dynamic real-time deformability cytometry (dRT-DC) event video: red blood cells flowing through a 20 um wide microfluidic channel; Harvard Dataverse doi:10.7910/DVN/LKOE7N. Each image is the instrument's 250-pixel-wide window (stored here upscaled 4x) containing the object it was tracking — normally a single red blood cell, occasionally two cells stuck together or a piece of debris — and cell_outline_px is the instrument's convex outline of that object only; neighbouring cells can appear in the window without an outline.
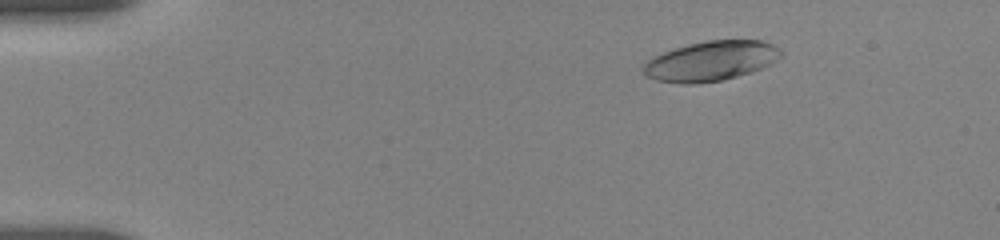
{"species": "human", "species_latin": "Homo sapiens", "temperature_condition": "room temperature", "stored_images_in_passage": 42, "camera_frame_rate_fps": 3000, "um_per_image_px": 0.085, "donor": {"sex": "female"}, "frame": {"image": 1, "passage_image": 5, "time_ms": 2.667, "image_size_px": [1000, 240], "cell_outline_px": [[784, 52], [780, 56], [768, 64], [760, 68], [736, 76], [720, 80], [696, 84], [680, 84], [656, 80], [648, 76], [640, 68], [652, 56], [688, 44], [708, 40], [760, 40], [772, 44], [780, 48]], "centroid_in_image_um": [60.38, 5.18], "position_along_channel_um": 24.6, "area_um2": 31.67}}
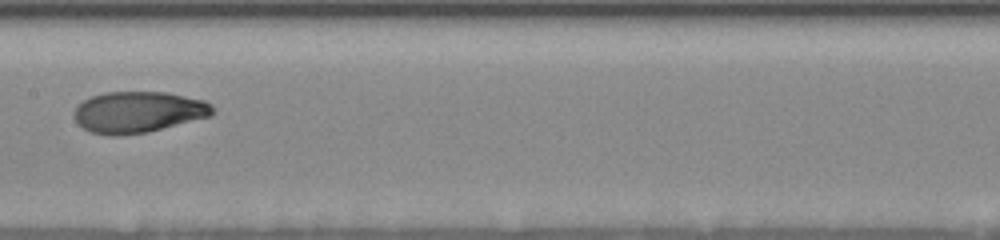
{"frame": {"image": 2, "passage_image": 17, "time_ms": 9.667, "image_size_px": [1000, 240], "cell_outline_px": [[216, 112], [212, 116], [148, 132], [120, 136], [108, 136], [92, 132], [84, 128], [76, 120], [76, 108], [84, 100], [92, 96], [104, 92], [164, 92], [204, 100], [212, 104]], "centroid_in_image_um": [11.81, 9.53], "position_along_channel_um": 195.6, "area_um2": 33.23}}
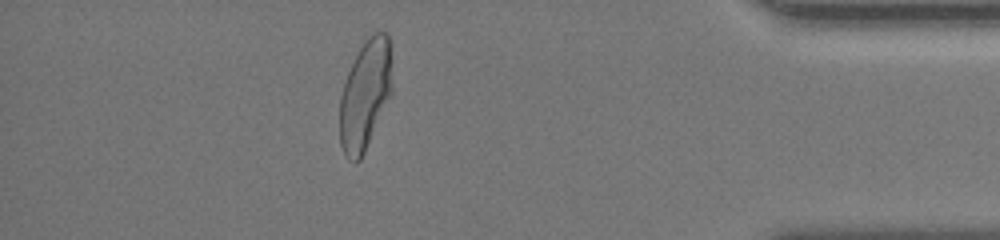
{"frame": {"image": 3, "passage_image": 34, "time_ms": 16.333, "image_size_px": [1000, 240], "cell_outline_px": [[392, 96], [360, 160], [356, 164], [348, 160], [340, 144], [340, 96], [348, 72], [364, 40], [368, 36], [376, 32], [388, 32], [392, 84]], "centroid_in_image_um": [31.05, 8.09], "position_along_channel_um": 404.2, "area_um2": 33.58}, "authors_computed_cell_mechanics": {"area_um2": 33.3506, "velocity_mm_per_s": 3.6721, "shape_relaxation_time_tau1_ms": 4.7471, "shape_relaxation_time_tau2_ms": 1.3222, "deformation_change_tau1": 0.1845, "deformation_change_tau2": 0.0591}}